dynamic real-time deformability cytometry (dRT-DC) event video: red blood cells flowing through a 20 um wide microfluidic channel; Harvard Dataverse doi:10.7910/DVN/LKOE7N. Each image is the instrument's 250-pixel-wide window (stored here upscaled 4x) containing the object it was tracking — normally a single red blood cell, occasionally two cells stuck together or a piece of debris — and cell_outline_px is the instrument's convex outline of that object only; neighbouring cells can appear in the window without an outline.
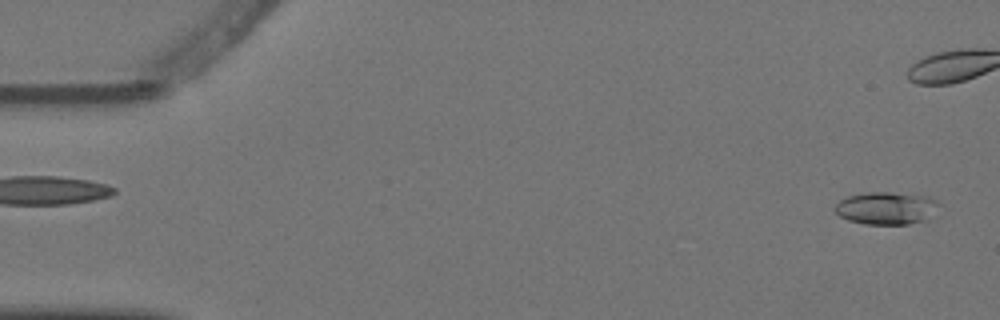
{"species": "Egyptian fruit bat (a non-hibernating species)", "species_latin": "Rousettus aegyptiacus", "temperature_condition": "warm", "stored_images_in_passage": 9, "camera_frame_rate_fps": 3000, "um_per_image_px": 0.085, "animal": {"sex": "female"}, "frame": {"image": 1, "passage_image": 1, "time_ms": 0.0, "image_size_px": [1000, 320], "cell_outline_px": [[940, 204], [924, 220], [908, 224], [864, 224], [848, 220], [840, 216], [836, 212], [836, 204], [840, 200], [848, 196], [868, 192], [892, 192], [928, 196], [936, 200]], "centroid_in_image_um": [75.32, 17.68], "position_along_channel_um": 9.7, "area_um2": 19.48}}
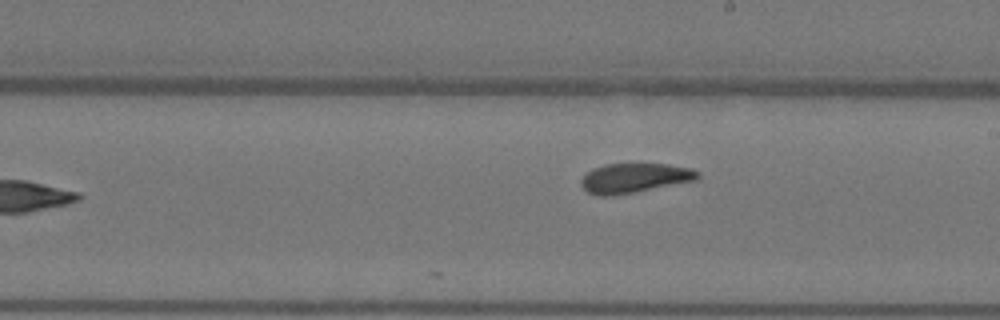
{"frame": {"image": 2, "passage_image": 9, "time_ms": 2.667, "image_size_px": [1000, 320], "cell_outline_px": [[700, 176], [696, 180], [636, 192], [612, 196], [596, 196], [588, 192], [580, 184], [580, 180], [592, 168], [604, 164], [668, 164], [692, 168], [700, 172]], "centroid_in_image_um": [53.93, 15.13], "position_along_channel_um": 235.1, "area_um2": 20.23}}